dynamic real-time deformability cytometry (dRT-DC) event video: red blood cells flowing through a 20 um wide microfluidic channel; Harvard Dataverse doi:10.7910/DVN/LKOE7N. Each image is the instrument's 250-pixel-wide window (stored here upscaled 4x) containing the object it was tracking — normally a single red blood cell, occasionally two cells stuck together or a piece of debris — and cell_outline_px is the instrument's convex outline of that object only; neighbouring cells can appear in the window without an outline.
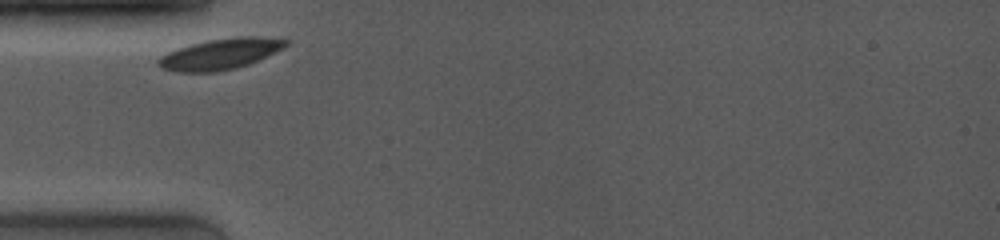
{"species": "common noctule bat (a hibernating species)", "species_latin": "Nyctalus noctula", "temperature_condition": "room temperature", "stored_images_in_passage": 30, "camera_frame_rate_fps": 4000, "um_per_image_px": 0.085, "animal": {"sex": "female", "body_mass_g": 19.0, "forearm_length_mm": 53.3}, "frame": {"image": 1, "passage_image": 1, "time_ms": 0.0, "image_size_px": [1000, 240], "cell_outline_px": [[288, 44], [284, 48], [248, 64], [236, 68], [216, 72], [176, 72], [160, 68], [156, 64], [156, 60], [160, 56], [168, 52], [192, 44], [208, 40], [236, 36], [260, 36], [288, 40]], "centroid_in_image_um": [18.7, 4.59], "position_along_channel_um": 66.3, "area_um2": 22.95}}
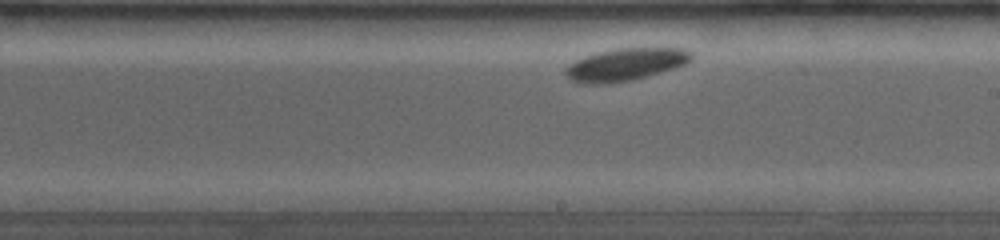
{"frame": {"image": 2, "passage_image": 16, "time_ms": 4.75, "image_size_px": [1000, 240], "cell_outline_px": [[692, 60], [684, 64], [660, 72], [632, 80], [612, 84], [580, 84], [568, 80], [564, 72], [564, 68], [568, 64], [584, 56], [616, 48], [684, 48], [692, 52]], "centroid_in_image_um": [53.1, 5.5], "position_along_channel_um": 235.9, "area_um2": 23.99}}
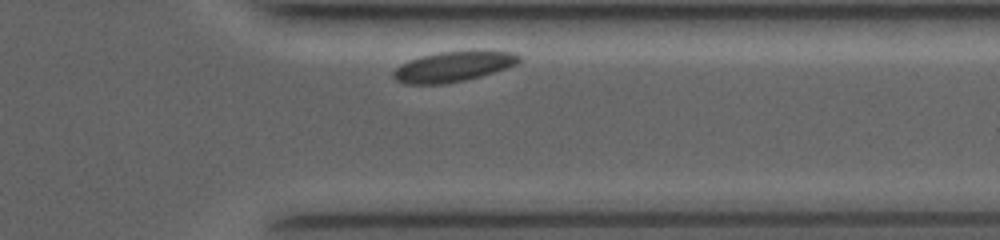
{"frame": {"image": 3, "passage_image": 28, "time_ms": 8.5, "image_size_px": [1000, 240], "cell_outline_px": [[524, 60], [516, 64], [480, 76], [464, 80], [444, 84], [404, 84], [396, 80], [392, 76], [392, 72], [400, 64], [408, 60], [420, 56], [440, 52], [516, 52], [524, 56]], "centroid_in_image_um": [38.49, 5.67], "position_along_channel_um": 372.9, "area_um2": 21.91}, "authors_computed_cell_mechanics": {"area_um2": 23.1778, "velocity_mm_per_s": 3.598, "shape_relaxation_time_tau1_ms": 0.6048, "shape_relaxation_time_tau2_ms": null, "deformation_change_tau1": 0.0357, "deformation_change_tau2": null}}